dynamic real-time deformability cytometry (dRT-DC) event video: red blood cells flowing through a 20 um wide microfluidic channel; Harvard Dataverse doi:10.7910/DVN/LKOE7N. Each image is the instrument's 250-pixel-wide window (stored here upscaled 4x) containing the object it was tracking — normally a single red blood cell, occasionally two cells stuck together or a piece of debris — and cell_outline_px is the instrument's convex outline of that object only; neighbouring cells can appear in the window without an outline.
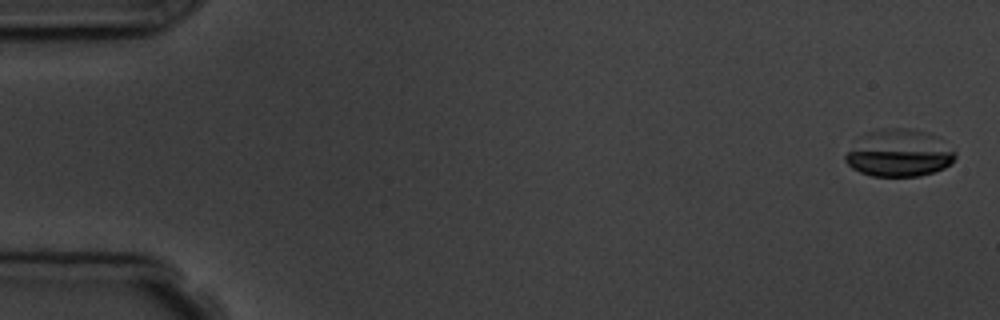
{"species": "common noctule bat (a hibernating species)", "species_latin": "Nyctalus noctula", "temperature_condition": "room temperature", "stored_images_in_passage": 15, "camera_frame_rate_fps": 3000, "um_per_image_px": 0.085, "animal": {"sex": "male", "body_mass_g": 19.5, "forearm_length_mm": 54.6}, "frame": {"image": 1, "passage_image": 1, "time_ms": 0.0, "image_size_px": [1000, 320], "cell_outline_px": [[956, 156], [944, 168], [920, 176], [872, 176], [860, 172], [852, 168], [844, 160], [844, 156], [848, 152], [892, 128], [912, 128], [928, 132], [936, 136], [956, 152]], "centroid_in_image_um": [76.58, 13.1], "position_along_channel_um": 8.4, "area_um2": 28.26}}
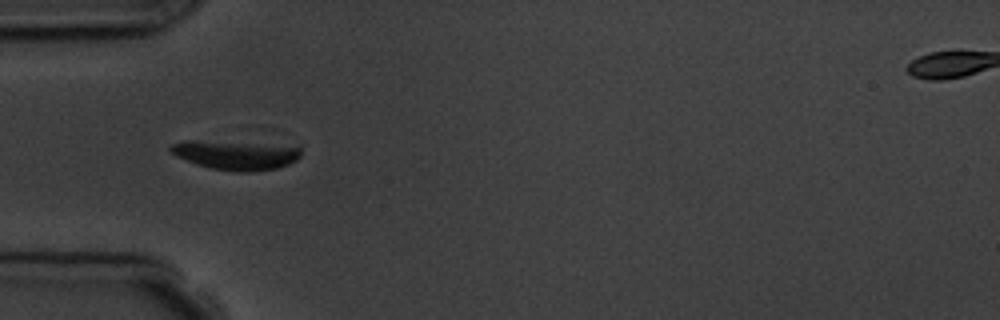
{"frame": {"image": 2, "passage_image": 5, "time_ms": 5.333, "image_size_px": [1000, 320], "cell_outline_px": [[300, 156], [296, 160], [288, 164], [276, 168], [248, 172], [240, 172], [208, 168], [196, 164], [176, 156], [168, 148], [172, 144], [184, 140], [192, 140], [300, 144]], "centroid_in_image_um": [20.1, 13.14], "position_along_channel_um": 64.9, "area_um2": 22.83}}